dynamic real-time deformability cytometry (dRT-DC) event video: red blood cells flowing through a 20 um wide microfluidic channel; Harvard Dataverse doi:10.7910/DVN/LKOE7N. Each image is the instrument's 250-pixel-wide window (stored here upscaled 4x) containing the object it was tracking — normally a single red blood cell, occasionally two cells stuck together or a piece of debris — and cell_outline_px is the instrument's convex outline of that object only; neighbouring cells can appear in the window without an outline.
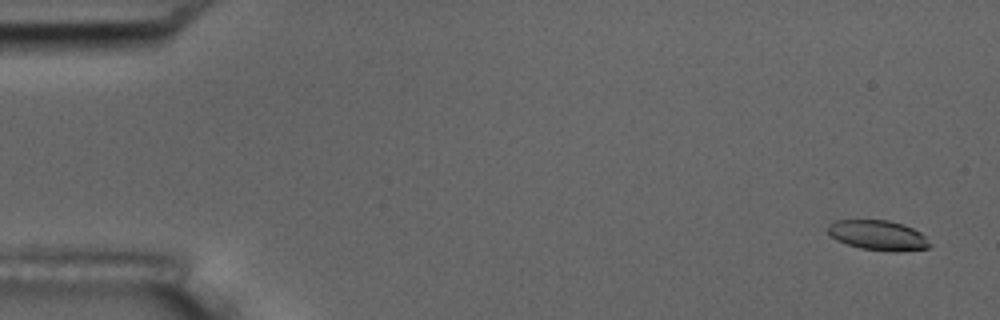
{"species": "common noctule bat (a hibernating species)", "species_latin": "Nyctalus noctula", "temperature_condition": "room temperature", "stored_images_in_passage": 4, "camera_frame_rate_fps": 3000, "um_per_image_px": 0.085, "animal": {"sex": "male", "body_mass_g": 17.5, "forearm_length_mm": 52.3}, "frame": {"image": 1, "passage_image": 1, "time_ms": 0.0, "image_size_px": [1000, 320], "cell_outline_px": [[932, 244], [928, 248], [896, 252], [892, 252], [860, 248], [836, 240], [828, 232], [828, 224], [836, 220], [888, 220], [904, 224], [920, 232]], "centroid_in_image_um": [74.65, 20.0], "position_along_channel_um": 10.4, "area_um2": 17.8}}